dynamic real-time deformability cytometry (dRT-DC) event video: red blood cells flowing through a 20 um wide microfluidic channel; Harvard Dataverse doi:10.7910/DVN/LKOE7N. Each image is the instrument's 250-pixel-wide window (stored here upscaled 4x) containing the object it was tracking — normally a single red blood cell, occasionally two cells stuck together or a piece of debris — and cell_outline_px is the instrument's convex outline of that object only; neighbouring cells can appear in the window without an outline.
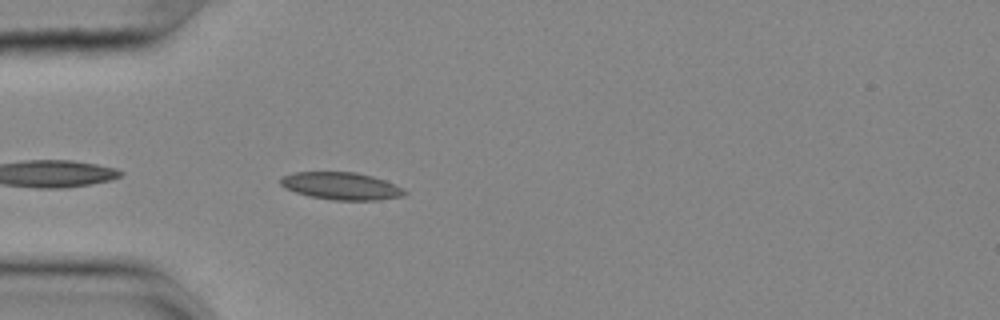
{"species": "common noctule bat (a hibernating species)", "species_latin": "Nyctalus noctula", "temperature_condition": "cold", "stored_images_in_passage": 24, "camera_frame_rate_fps": 3000, "um_per_image_px": 0.085, "animal": {"sex": "female", "body_mass_g": 25.1}, "frame": {"image": 1, "passage_image": 3, "time_ms": 0.667, "image_size_px": [1000, 320], "cell_outline_px": [[408, 192], [404, 196], [380, 200], [332, 200], [308, 196], [284, 188], [280, 184], [280, 176], [292, 172], [356, 172], [372, 176], [384, 180]], "centroid_in_image_um": [28.95, 15.81], "position_along_channel_um": 56.1, "area_um2": 19.88}}
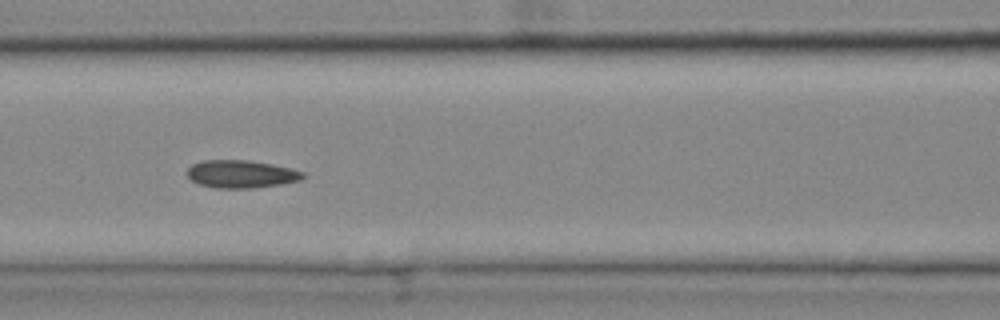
{"frame": {"image": 2, "passage_image": 11, "time_ms": 3.333, "image_size_px": [1000, 320], "cell_outline_px": [[304, 176], [300, 180], [280, 184], [252, 188], [216, 188], [200, 184], [192, 180], [188, 176], [188, 168], [192, 164], [204, 160], [248, 160], [272, 164], [304, 172]], "centroid_in_image_um": [20.48, 14.79], "position_along_channel_um": 146.1, "area_um2": 18.5}}
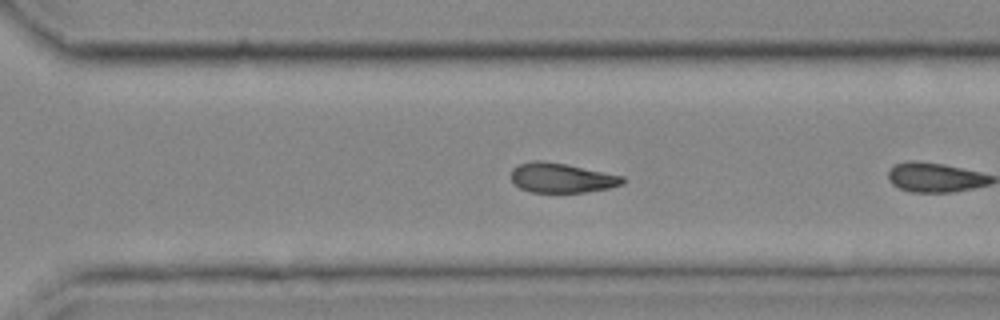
{"frame": {"image": 3, "passage_image": 23, "time_ms": 7.333, "image_size_px": [1000, 320], "cell_outline_px": [[624, 184], [608, 188], [588, 192], [532, 192], [520, 188], [512, 180], [512, 168], [516, 164], [536, 160], [540, 160], [568, 164], [624, 176]], "centroid_in_image_um": [47.75, 15.11], "position_along_channel_um": 322.9, "area_um2": 19.36}}